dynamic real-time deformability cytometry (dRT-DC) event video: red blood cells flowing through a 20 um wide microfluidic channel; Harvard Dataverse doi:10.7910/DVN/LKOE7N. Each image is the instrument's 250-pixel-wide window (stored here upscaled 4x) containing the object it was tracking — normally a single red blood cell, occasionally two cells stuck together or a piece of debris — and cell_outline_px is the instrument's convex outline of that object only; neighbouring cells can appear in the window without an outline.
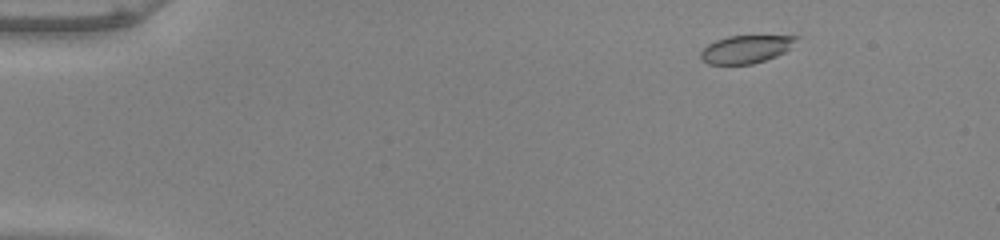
{"species": "common noctule bat (a hibernating species)", "species_latin": "Nyctalus noctula", "temperature_condition": "warm", "stored_images_in_passage": 51, "camera_frame_rate_fps": 3000, "um_per_image_px": 0.085, "animal": {"sex": "male", "body_mass_g": 20.0, "forearm_length_mm": 53.3}, "frame": {"image": 1, "passage_image": 5, "time_ms": 1.333, "image_size_px": [1000, 240], "cell_outline_px": [[800, 36], [784, 52], [776, 56], [752, 64], [708, 64], [700, 60], [700, 52], [708, 44], [716, 40], [728, 36]], "centroid_in_image_um": [63.34, 4.19], "position_along_channel_um": 21.7, "area_um2": 15.32}}
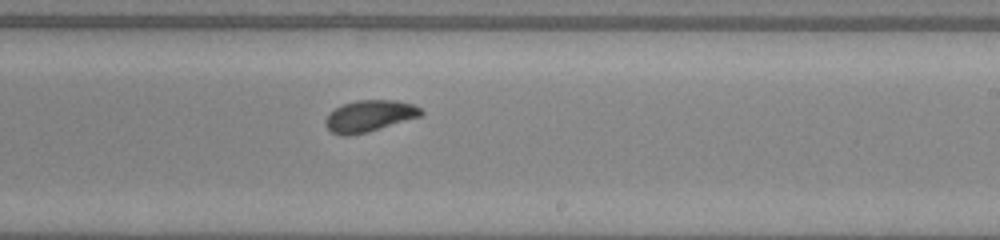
{"frame": {"image": 2, "passage_image": 31, "time_ms": 10.0, "image_size_px": [1000, 240], "cell_outline_px": [[424, 112], [420, 116], [368, 132], [348, 136], [340, 136], [332, 132], [324, 124], [324, 120], [336, 108], [344, 104], [356, 100], [396, 100], [412, 104], [420, 108]], "centroid_in_image_um": [31.39, 9.86], "position_along_channel_um": 257.6, "area_um2": 17.4}}
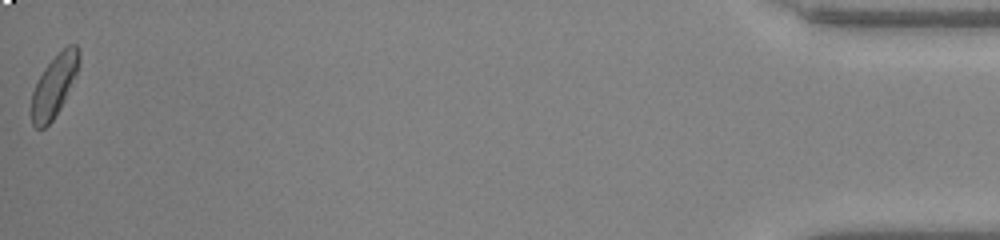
{"frame": {"image": 3, "passage_image": 51, "time_ms": 16.667, "image_size_px": [1000, 240], "cell_outline_px": [[80, 60], [76, 72], [64, 100], [60, 108], [52, 120], [44, 128], [36, 128], [32, 124], [32, 92], [44, 68], [68, 44], [76, 44], [80, 52]], "centroid_in_image_um": [4.6, 7.28], "position_along_channel_um": 430.6, "area_um2": 16.59}, "authors_computed_cell_mechanics": {"area_um2": 16.9932, "velocity_mm_per_s": 3.9549, "shape_relaxation_time_tau1_ms": 3.3315, "shape_relaxation_time_tau2_ms": 5.5373, "deformation_change_tau1": 0.1581, "deformation_change_tau2": 0.1035}}